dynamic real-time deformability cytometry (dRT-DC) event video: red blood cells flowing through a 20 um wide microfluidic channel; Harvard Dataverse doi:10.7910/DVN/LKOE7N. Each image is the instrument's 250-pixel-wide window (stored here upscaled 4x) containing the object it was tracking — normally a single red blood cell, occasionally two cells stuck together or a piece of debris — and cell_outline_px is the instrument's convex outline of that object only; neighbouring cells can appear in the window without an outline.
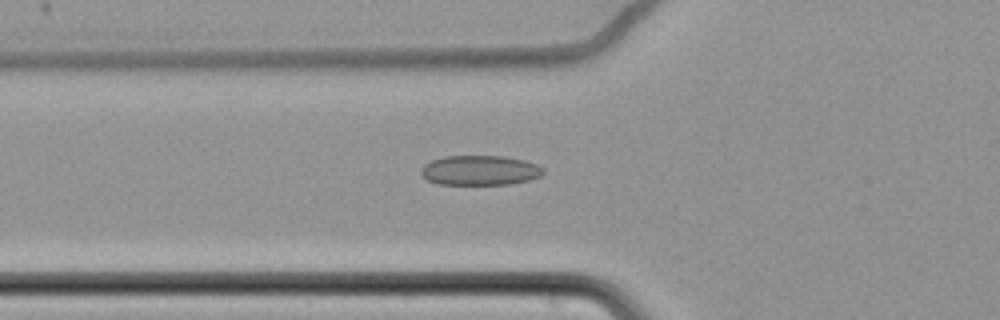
{"species": "common noctule bat (a hibernating species)", "species_latin": "Nyctalus noctula", "temperature_condition": "cold", "stored_images_in_passage": 44, "camera_frame_rate_fps": 3000, "um_per_image_px": 0.085, "animal": {"sex": "female", "body_mass_g": 22.7, "forearm_length_mm": 54.2}, "frame": {"image": 1, "passage_image": 6, "time_ms": 1.667, "image_size_px": [1000, 320], "cell_outline_px": [[544, 172], [540, 176], [528, 180], [508, 184], [440, 184], [428, 180], [420, 172], [420, 168], [424, 164], [432, 160], [444, 156], [504, 156], [524, 160], [536, 164], [544, 168]], "centroid_in_image_um": [40.79, 14.47], "position_along_channel_um": 85.0, "area_um2": 21.15}}
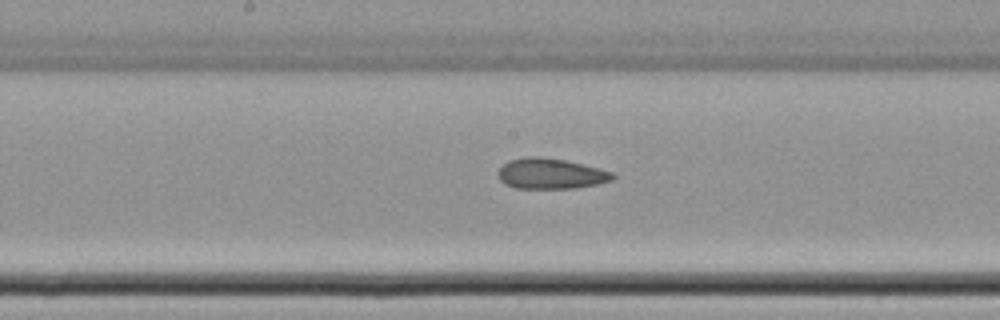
{"frame": {"image": 2, "passage_image": 16, "time_ms": 5.0, "image_size_px": [1000, 320], "cell_outline_px": [[616, 176], [612, 180], [600, 184], [576, 188], [516, 188], [504, 184], [500, 180], [496, 172], [508, 160], [528, 156], [540, 156], [564, 160], [612, 172]], "centroid_in_image_um": [46.78, 14.77], "position_along_channel_um": 201.4, "area_um2": 20.4}}
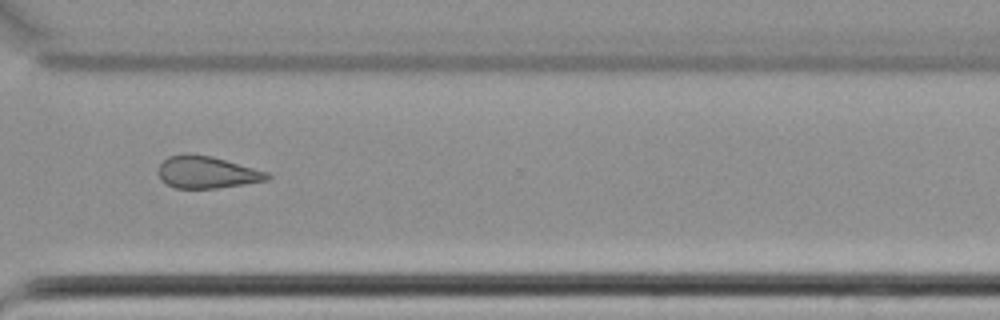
{"frame": {"image": 3, "passage_image": 29, "time_ms": 9.333, "image_size_px": [1000, 320], "cell_outline_px": [[272, 176], [268, 180], [244, 184], [216, 188], [176, 188], [160, 180], [156, 172], [160, 164], [168, 156], [188, 152], [212, 156], [268, 172]], "centroid_in_image_um": [17.55, 14.63], "position_along_channel_um": 353.1, "area_um2": 20.58}, "authors_computed_cell_mechanics": {"area_um2": 20.9525, "velocity_mm_per_s": 3.4896, "shape_relaxation_time_tau1_ms": null, "shape_relaxation_time_tau2_ms": 4.5975, "deformation_change_tau1": null, "deformation_change_tau2": 0.1163}}